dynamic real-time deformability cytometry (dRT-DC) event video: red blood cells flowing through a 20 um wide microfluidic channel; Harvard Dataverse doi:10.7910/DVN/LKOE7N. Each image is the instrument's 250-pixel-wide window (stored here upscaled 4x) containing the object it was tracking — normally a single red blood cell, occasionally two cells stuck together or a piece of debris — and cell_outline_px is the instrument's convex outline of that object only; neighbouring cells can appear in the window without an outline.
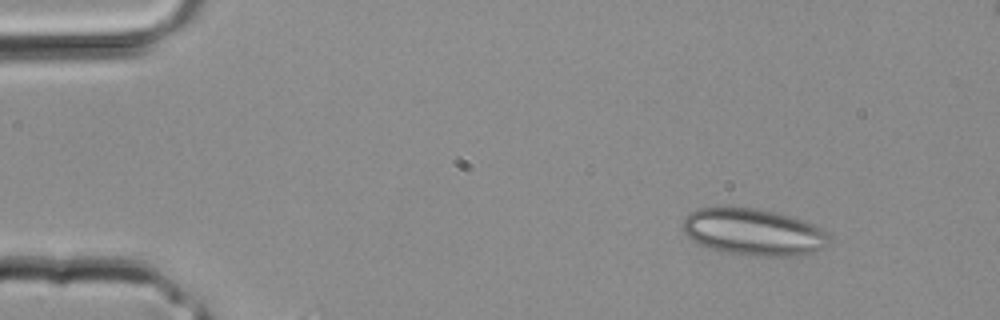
{"species": "common noctule bat (a hibernating species)", "species_latin": "Nyctalus noctula", "temperature_condition": "room temperature", "stored_images_in_passage": 4, "camera_frame_rate_fps": 3000, "um_per_image_px": 0.085, "animal": {"sex": "male", "body_mass_g": 20.4}, "frame": {"image": 1, "passage_image": 2, "time_ms": 0.333, "image_size_px": [1000, 320], "cell_outline_px": [[828, 244], [824, 248], [800, 256], [760, 256], [728, 252], [704, 248], [692, 240], [680, 228], [680, 224], [684, 216], [688, 212], [696, 208], [756, 208], [792, 216], [804, 220], [824, 228], [828, 236]], "centroid_in_image_um": [64.01, 19.72], "position_along_channel_um": 21.0, "area_um2": 40.34}}